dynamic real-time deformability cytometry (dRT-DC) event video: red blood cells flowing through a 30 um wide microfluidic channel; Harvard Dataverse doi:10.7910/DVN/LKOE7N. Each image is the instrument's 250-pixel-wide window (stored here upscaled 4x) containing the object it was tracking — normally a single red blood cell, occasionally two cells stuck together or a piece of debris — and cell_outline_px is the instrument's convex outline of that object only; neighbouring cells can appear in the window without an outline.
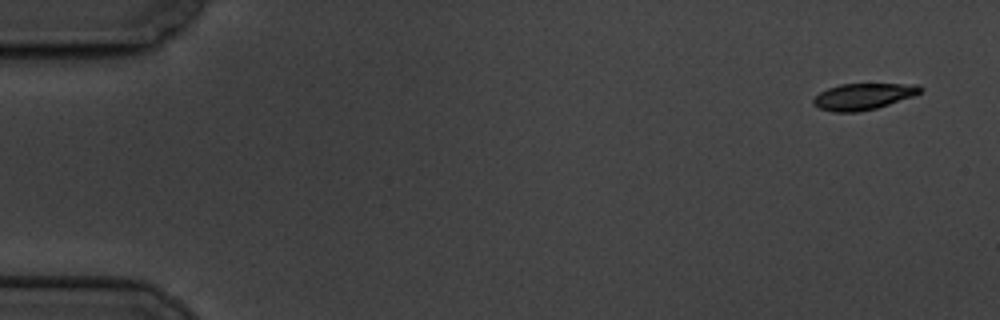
{"species": "common noctule bat (a hibernating species)", "species_latin": "Nyctalus noctula", "temperature_condition": "cold", "stored_images_in_passage": 10, "camera_frame_rate_fps": 3000, "um_per_image_px": 0.085, "animal": {"sex": "male", "body_mass_g": 19.5, "forearm_length_mm": 54.6}, "frame": {"image": 1, "passage_image": 1, "time_ms": 0.0, "image_size_px": [1000, 320], "cell_outline_px": [[924, 88], [920, 92], [912, 96], [876, 108], [860, 112], [832, 112], [820, 108], [812, 104], [812, 100], [820, 92], [828, 88], [840, 84], [920, 84]], "centroid_in_image_um": [73.36, 8.2], "position_along_channel_um": 11.6, "area_um2": 16.36}}
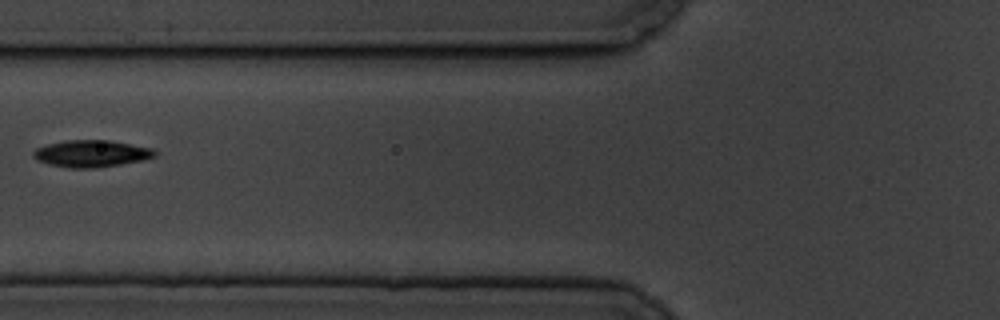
{"frame": {"image": 2, "passage_image": 7, "time_ms": 7.0, "image_size_px": [1000, 320], "cell_outline_px": [[156, 156], [140, 160], [120, 164], [96, 168], [68, 168], [48, 164], [36, 160], [32, 156], [32, 152], [36, 148], [48, 144], [64, 140], [108, 140], [152, 148], [156, 152]], "centroid_in_image_um": [7.71, 13.05], "position_along_channel_um": 118.1, "area_um2": 19.02}}
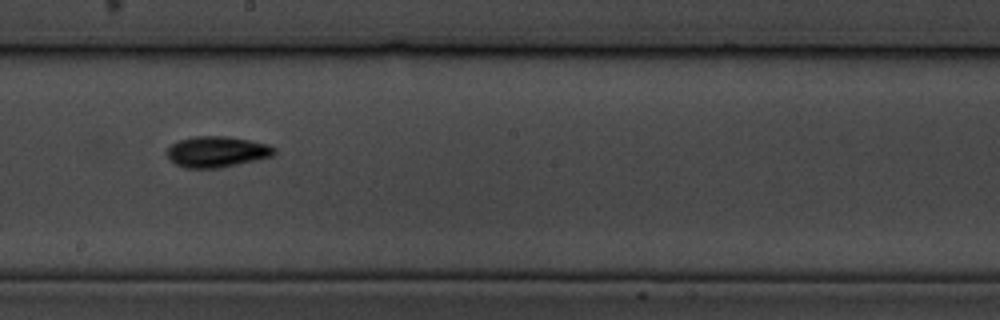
{"frame": {"image": 3, "passage_image": 10, "time_ms": 10.333, "image_size_px": [1000, 320], "cell_outline_px": [[276, 152], [272, 156], [220, 168], [184, 168], [168, 160], [168, 148], [172, 144], [180, 140], [192, 136], [228, 136], [268, 144], [276, 148]], "centroid_in_image_um": [18.42, 12.9], "position_along_channel_um": 229.8, "area_um2": 19.31}}